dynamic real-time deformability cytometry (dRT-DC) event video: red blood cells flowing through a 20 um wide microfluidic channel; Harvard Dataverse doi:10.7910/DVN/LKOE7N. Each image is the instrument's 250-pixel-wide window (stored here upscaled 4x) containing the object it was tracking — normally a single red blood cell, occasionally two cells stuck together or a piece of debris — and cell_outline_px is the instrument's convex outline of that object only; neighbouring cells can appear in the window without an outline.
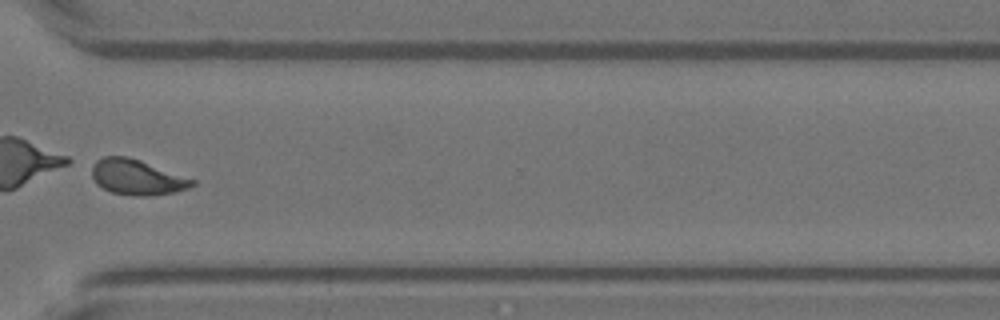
{"species": "Egyptian fruit bat (a non-hibernating species)", "species_latin": "Rousettus aegyptiacus", "temperature_condition": "warm", "stored_images_in_passage": 39, "camera_frame_rate_fps": 3000, "um_per_image_px": 0.085, "animal": {"sex": "female"}, "frame": {"image": 1, "passage_image": 28, "time_ms": 9.0, "image_size_px": [1000, 320], "cell_outline_px": [[196, 184], [188, 188], [176, 192], [144, 196], [132, 196], [112, 192], [96, 184], [92, 176], [92, 164], [96, 160], [104, 156], [124, 156], [140, 160], [196, 180]], "centroid_in_image_um": [11.64, 15.06], "position_along_channel_um": 359.0, "area_um2": 20.63}}